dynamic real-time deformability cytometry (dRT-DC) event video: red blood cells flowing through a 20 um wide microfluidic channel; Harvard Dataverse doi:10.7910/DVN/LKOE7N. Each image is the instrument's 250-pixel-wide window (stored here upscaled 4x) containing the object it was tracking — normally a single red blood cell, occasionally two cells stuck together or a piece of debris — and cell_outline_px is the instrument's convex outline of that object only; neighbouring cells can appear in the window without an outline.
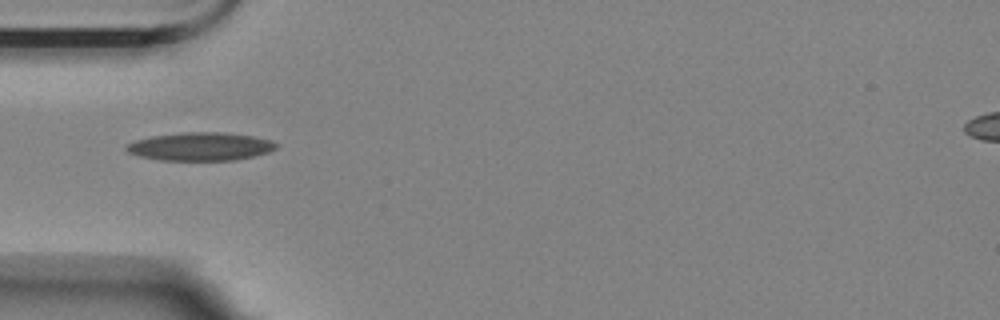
{"species": "Egyptian fruit bat (a non-hibernating species)", "species_latin": "Rousettus aegyptiacus", "temperature_condition": "room temperature", "stored_images_in_passage": 40, "camera_frame_rate_fps": 3000, "um_per_image_px": 0.085, "animal": {"sex": "female"}, "frame": {"image": 1, "passage_image": 1, "time_ms": 0.0, "image_size_px": [1000, 320], "cell_outline_px": [[276, 148], [268, 152], [252, 156], [232, 160], [160, 160], [140, 156], [128, 152], [124, 148], [124, 144], [136, 140], [152, 136], [180, 132], [224, 132], [252, 136], [272, 140], [276, 144]], "centroid_in_image_um": [16.99, 12.44], "position_along_channel_um": 68.0, "area_um2": 24.57}}
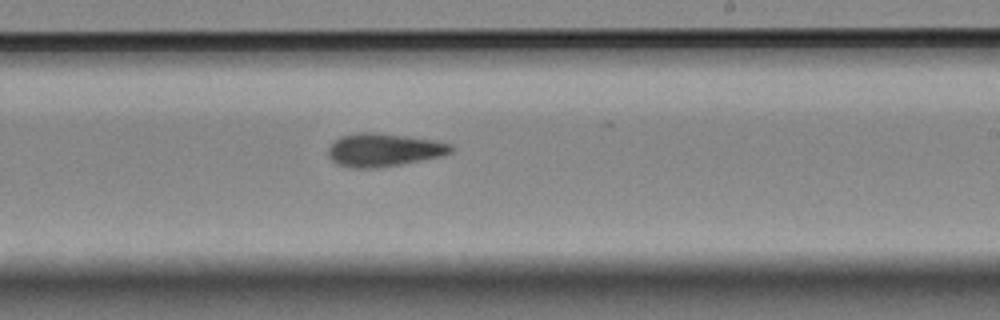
{"frame": {"image": 2, "passage_image": 17, "time_ms": 5.333, "image_size_px": [1000, 320], "cell_outline_px": [[452, 152], [440, 156], [400, 164], [376, 168], [352, 168], [336, 164], [328, 156], [328, 148], [340, 136], [360, 132], [372, 132], [432, 140], [452, 144]], "centroid_in_image_um": [32.57, 12.75], "position_along_channel_um": 256.4, "area_um2": 23.35}}
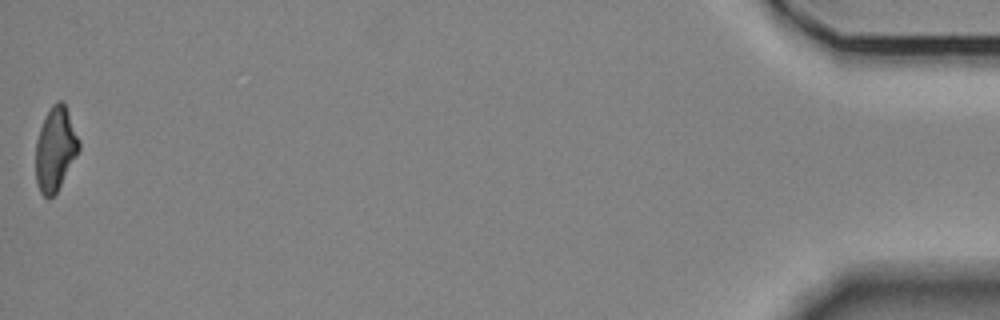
{"frame": {"image": 3, "passage_image": 40, "time_ms": 13.0, "image_size_px": [1000, 320], "cell_outline_px": [[80, 148], [76, 156], [56, 192], [48, 200], [40, 192], [36, 180], [36, 140], [44, 116], [52, 104], [56, 100], [64, 100], [80, 140]], "centroid_in_image_um": [4.71, 12.61], "position_along_channel_um": 430.5, "area_um2": 21.21}, "authors_computed_cell_mechanics": {"area_um2": 22.6865, "velocity_mm_per_s": 3.5158, "shape_relaxation_time_tau1_ms": null, "shape_relaxation_time_tau2_ms": 5.9991, "deformation_change_tau1": null, "deformation_change_tau2": 0.1538}}